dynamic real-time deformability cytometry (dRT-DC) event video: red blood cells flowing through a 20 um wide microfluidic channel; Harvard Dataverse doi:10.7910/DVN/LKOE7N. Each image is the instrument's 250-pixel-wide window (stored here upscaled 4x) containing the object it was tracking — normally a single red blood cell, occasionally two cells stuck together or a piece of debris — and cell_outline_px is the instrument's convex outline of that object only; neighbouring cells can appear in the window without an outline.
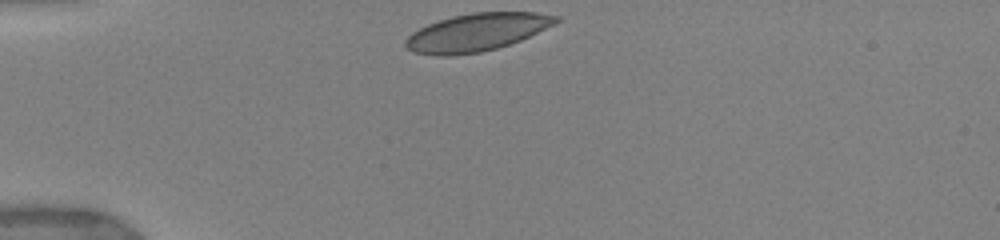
{"species": "human", "species_latin": "Homo sapiens", "temperature_condition": "warm", "stored_images_in_passage": 9, "camera_frame_rate_fps": 3000, "um_per_image_px": 0.085, "donor": {"sex": "female"}, "frame": {"image": 1, "passage_image": 1, "time_ms": 0.0, "image_size_px": [1000, 240], "cell_outline_px": [[560, 20], [520, 40], [496, 48], [480, 52], [448, 56], [440, 56], [416, 52], [408, 48], [404, 44], [404, 40], [412, 32], [428, 24], [452, 16], [472, 12], [536, 12], [560, 16]], "centroid_in_image_um": [40.5, 2.73], "position_along_channel_um": 44.5, "area_um2": 32.6}}
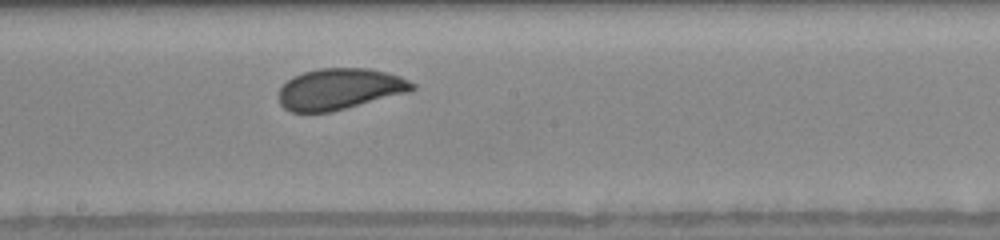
{"frame": {"image": 2, "passage_image": 9, "time_ms": 5.333, "image_size_px": [1000, 240], "cell_outline_px": [[416, 88], [408, 92], [332, 112], [292, 112], [284, 108], [280, 104], [280, 88], [292, 76], [304, 72], [320, 68], [368, 68], [388, 72], [400, 76], [416, 84]], "centroid_in_image_um": [28.89, 7.56], "position_along_channel_um": 219.3, "area_um2": 32.02}}